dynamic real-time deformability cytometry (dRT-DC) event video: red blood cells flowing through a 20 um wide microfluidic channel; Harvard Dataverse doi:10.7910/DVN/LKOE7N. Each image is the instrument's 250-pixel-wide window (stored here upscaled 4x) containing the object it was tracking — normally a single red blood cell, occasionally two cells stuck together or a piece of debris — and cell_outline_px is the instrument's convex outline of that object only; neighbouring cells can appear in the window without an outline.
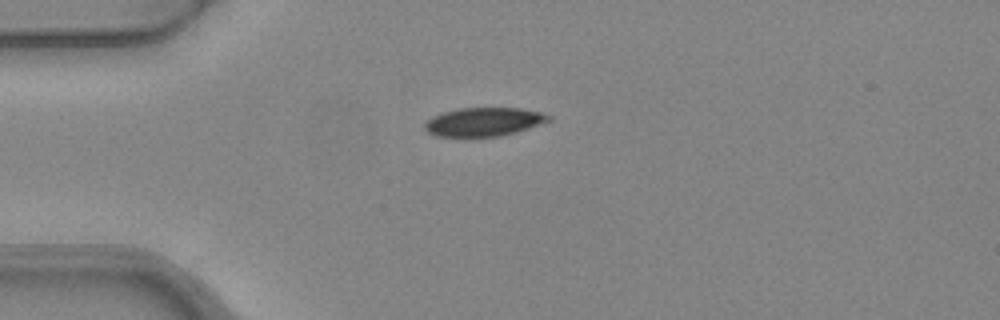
{"species": "common noctule bat (a hibernating species)", "species_latin": "Nyctalus noctula", "temperature_condition": "warm", "stored_images_in_passage": 5, "camera_frame_rate_fps": 3000, "um_per_image_px": 0.085, "animal": {"sex": "female", "body_mass_g": 24.6, "forearm_length_mm": 56.2}, "frame": {"image": 1, "passage_image": 5, "time_ms": 1.333, "image_size_px": [1000, 320], "cell_outline_px": [[552, 120], [516, 132], [500, 136], [436, 136], [428, 132], [424, 128], [424, 124], [432, 116], [444, 112], [460, 108], [520, 108], [540, 112], [552, 116]], "centroid_in_image_um": [41.14, 10.35], "position_along_channel_um": 43.9, "area_um2": 20.52}}